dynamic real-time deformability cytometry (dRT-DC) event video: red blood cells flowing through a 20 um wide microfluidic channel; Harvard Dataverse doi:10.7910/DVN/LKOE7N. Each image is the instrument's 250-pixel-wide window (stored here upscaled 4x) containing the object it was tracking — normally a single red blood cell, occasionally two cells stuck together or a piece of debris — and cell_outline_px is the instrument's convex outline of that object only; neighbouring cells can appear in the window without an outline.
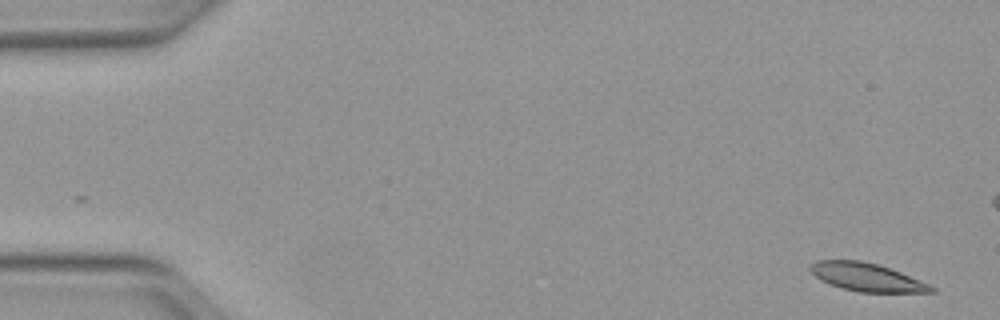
{"species": "Egyptian fruit bat (a non-hibernating species)", "species_latin": "Rousettus aegyptiacus", "temperature_condition": "warm", "stored_images_in_passage": 15, "camera_frame_rate_fps": 3000, "um_per_image_px": 0.085, "animal": {"sex": "female"}, "frame": {"image": 1, "passage_image": 1, "time_ms": 0.0, "image_size_px": [1000, 320], "cell_outline_px": [[936, 292], [860, 292], [840, 288], [820, 280], [808, 268], [816, 260], [860, 260], [876, 264], [900, 272], [928, 284], [936, 288]], "centroid_in_image_um": [73.64, 23.56], "position_along_channel_um": 11.4, "area_um2": 19.59}}